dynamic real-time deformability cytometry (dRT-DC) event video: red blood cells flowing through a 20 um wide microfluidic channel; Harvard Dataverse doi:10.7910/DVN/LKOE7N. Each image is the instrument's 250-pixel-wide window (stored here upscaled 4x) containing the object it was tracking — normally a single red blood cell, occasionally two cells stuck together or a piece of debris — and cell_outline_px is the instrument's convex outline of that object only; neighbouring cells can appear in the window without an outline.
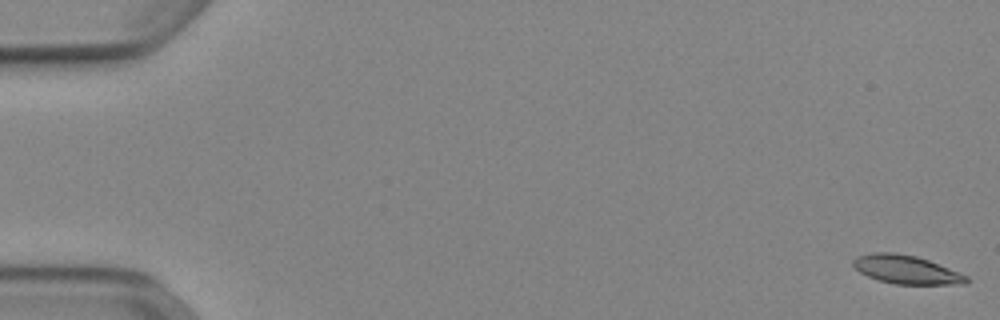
{"species": "Egyptian fruit bat (a non-hibernating species)", "species_latin": "Rousettus aegyptiacus", "temperature_condition": "cold", "stored_images_in_passage": 53, "camera_frame_rate_fps": 3000, "um_per_image_px": 0.085, "animal": {"sex": "female"}, "frame": {"image": 1, "passage_image": 1, "time_ms": 0.0, "image_size_px": [1000, 320], "cell_outline_px": [[968, 280], [964, 284], [896, 284], [880, 280], [868, 276], [860, 272], [852, 264], [852, 260], [856, 256], [872, 252], [896, 252], [916, 256], [928, 260], [960, 272], [968, 276]], "centroid_in_image_um": [77.02, 22.9], "position_along_channel_um": 8.0, "area_um2": 18.79}}
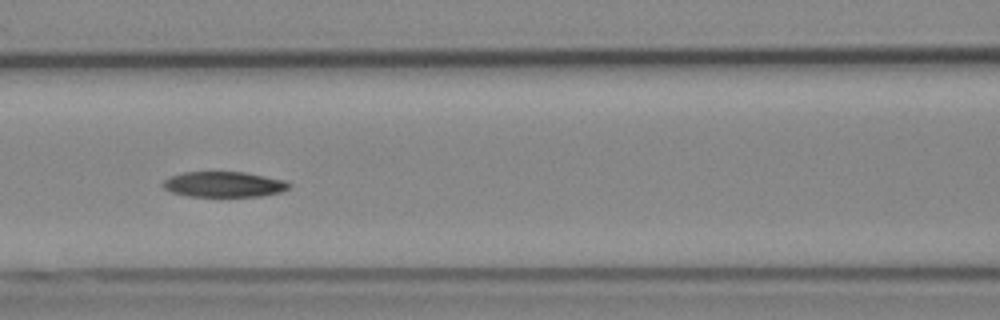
{"frame": {"image": 2, "passage_image": 24, "time_ms": 7.667, "image_size_px": [1000, 320], "cell_outline_px": [[292, 184], [288, 188], [280, 192], [260, 196], [188, 196], [172, 192], [164, 188], [160, 184], [168, 176], [184, 172], [244, 172], [284, 180]], "centroid_in_image_um": [18.99, 15.66], "position_along_channel_um": 147.6, "area_um2": 18.67}}
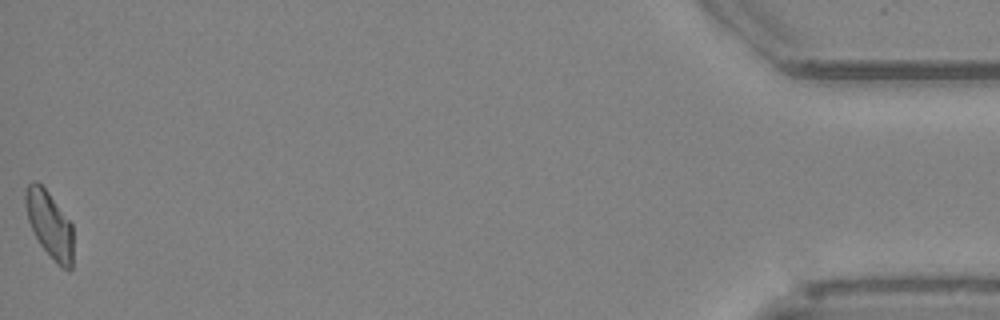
{"frame": {"image": 3, "passage_image": 53, "time_ms": 17.333, "image_size_px": [1000, 320], "cell_outline_px": [[72, 268], [68, 272], [40, 244], [28, 220], [24, 200], [24, 192], [28, 184], [32, 180], [36, 180], [48, 192], [72, 224]], "centroid_in_image_um": [4.19, 19.03], "position_along_channel_um": 431.0, "area_um2": 18.09}}